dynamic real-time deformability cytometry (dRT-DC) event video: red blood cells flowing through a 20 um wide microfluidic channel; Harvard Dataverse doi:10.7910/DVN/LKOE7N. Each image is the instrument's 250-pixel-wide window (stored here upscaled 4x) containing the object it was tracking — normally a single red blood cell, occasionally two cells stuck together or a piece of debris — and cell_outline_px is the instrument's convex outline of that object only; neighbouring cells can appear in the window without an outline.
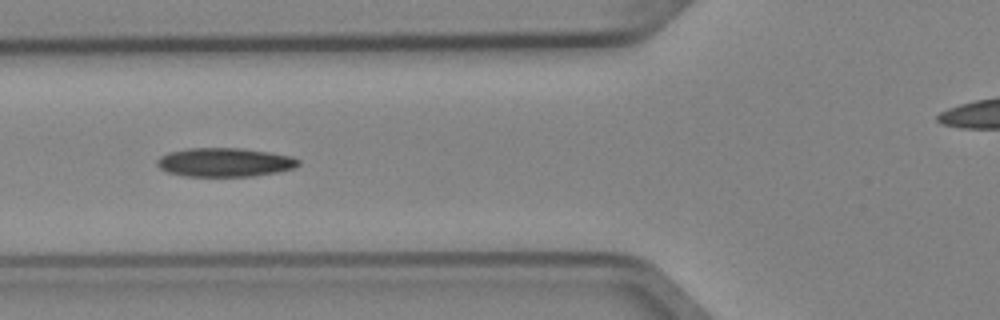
{"species": "Egyptian fruit bat (a non-hibernating species)", "species_latin": "Rousettus aegyptiacus", "temperature_condition": "cold", "stored_images_in_passage": 4, "camera_frame_rate_fps": 3000, "um_per_image_px": 0.085, "animal": {"sex": "female"}, "frame": {"image": 1, "passage_image": 4, "time_ms": 1.0, "image_size_px": [1000, 320], "cell_outline_px": [[300, 164], [292, 168], [276, 172], [252, 176], [184, 176], [168, 172], [160, 168], [156, 164], [156, 160], [160, 156], [168, 152], [188, 148], [244, 148], [292, 156], [300, 160]], "centroid_in_image_um": [19.07, 13.79], "position_along_channel_um": 106.7, "area_um2": 23.76}}